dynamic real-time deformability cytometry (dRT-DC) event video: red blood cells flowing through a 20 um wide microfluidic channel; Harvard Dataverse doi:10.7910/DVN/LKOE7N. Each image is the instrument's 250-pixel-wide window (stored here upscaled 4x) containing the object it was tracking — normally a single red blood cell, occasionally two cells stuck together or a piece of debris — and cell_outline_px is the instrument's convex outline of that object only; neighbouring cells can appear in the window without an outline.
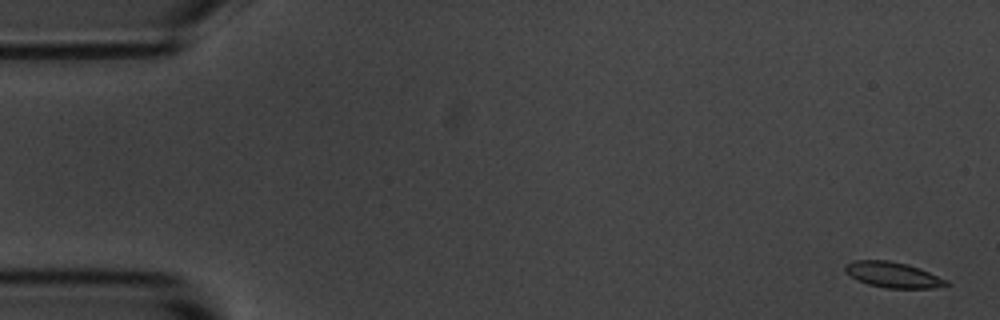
{"species": "common noctule bat (a hibernating species)", "species_latin": "Nyctalus noctula", "temperature_condition": "room temperature", "stored_images_in_passage": 6, "camera_frame_rate_fps": 3000, "um_per_image_px": 0.085, "animal": {"sex": "male", "body_mass_g": 20.1, "forearm_length_mm": 53.5}, "frame": {"image": 1, "passage_image": 1, "time_ms": 0.0, "image_size_px": [1000, 320], "cell_outline_px": [[952, 284], [932, 288], [888, 288], [868, 284], [856, 280], [844, 272], [844, 264], [852, 260], [888, 260], [908, 264], [920, 268], [948, 280]], "centroid_in_image_um": [75.88, 23.35], "position_along_channel_um": 9.1, "area_um2": 15.32}}